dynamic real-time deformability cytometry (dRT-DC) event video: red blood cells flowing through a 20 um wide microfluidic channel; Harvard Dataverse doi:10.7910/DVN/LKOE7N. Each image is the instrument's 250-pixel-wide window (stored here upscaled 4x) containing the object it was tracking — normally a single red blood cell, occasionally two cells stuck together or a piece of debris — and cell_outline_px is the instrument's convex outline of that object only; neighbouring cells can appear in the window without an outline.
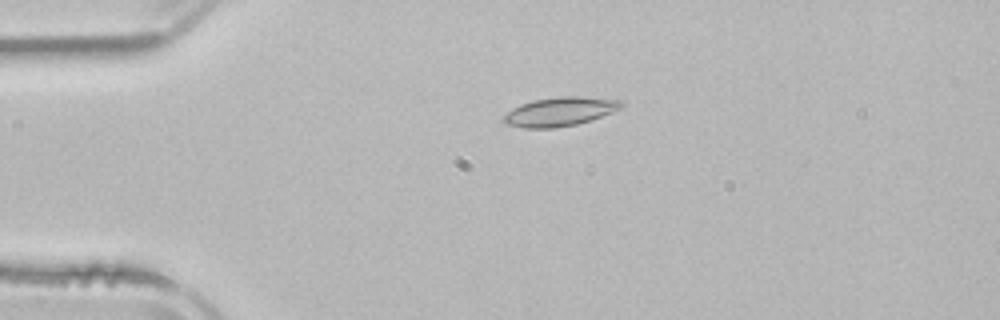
{"species": "common noctule bat (a hibernating species)", "species_latin": "Nyctalus noctula", "temperature_condition": "room temperature", "stored_images_in_passage": 4, "camera_frame_rate_fps": 3000, "um_per_image_px": 0.085, "animal": {"sex": "male", "body_mass_g": 21.5, "forearm_length_mm": 52.0}, "frame": {"image": 1, "passage_image": 3, "time_ms": 3.667, "image_size_px": [1000, 320], "cell_outline_px": [[624, 104], [620, 108], [612, 112], [576, 124], [556, 128], [524, 128], [508, 124], [500, 120], [512, 108], [520, 104], [532, 100], [560, 96], [584, 96], [624, 100]], "centroid_in_image_um": [47.59, 9.47], "position_along_channel_um": 37.4, "area_um2": 19.88}}
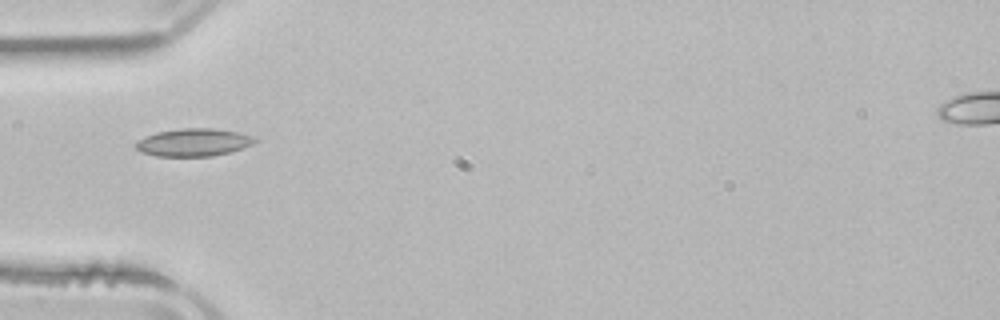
{"frame": {"image": 2, "passage_image": 4, "time_ms": 5.333, "image_size_px": [1000, 320], "cell_outline_px": [[256, 140], [252, 144], [244, 148], [232, 152], [212, 156], [156, 156], [140, 152], [136, 148], [136, 140], [144, 136], [156, 132], [180, 128], [216, 128], [256, 136]], "centroid_in_image_um": [16.45, 12.1], "position_along_channel_um": 68.6, "area_um2": 19.48}}